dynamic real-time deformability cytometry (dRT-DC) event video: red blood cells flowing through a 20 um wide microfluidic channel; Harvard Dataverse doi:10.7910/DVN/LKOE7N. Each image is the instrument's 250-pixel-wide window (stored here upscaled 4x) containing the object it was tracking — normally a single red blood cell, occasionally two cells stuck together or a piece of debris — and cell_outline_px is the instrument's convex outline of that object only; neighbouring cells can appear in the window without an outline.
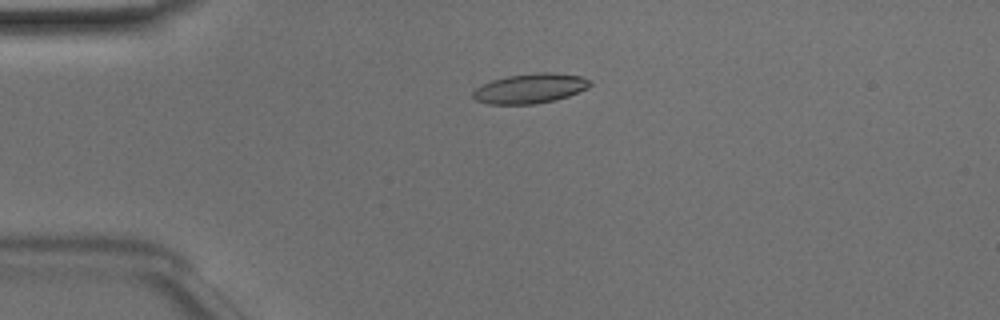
{"species": "Egyptian fruit bat (a non-hibernating species)", "species_latin": "Rousettus aegyptiacus", "temperature_condition": "room temperature", "stored_images_in_passage": 50, "camera_frame_rate_fps": 3000, "um_per_image_px": 0.085, "animal": {"sex": "male"}, "frame": {"image": 1, "passage_image": 12, "time_ms": 3.667, "image_size_px": [1000, 320], "cell_outline_px": [[592, 84], [588, 88], [568, 96], [556, 100], [536, 104], [488, 104], [476, 100], [472, 96], [472, 92], [476, 88], [492, 80], [508, 76], [536, 72], [552, 72], [580, 76], [592, 80]], "centroid_in_image_um": [45.09, 7.51], "position_along_channel_um": 39.9, "area_um2": 20.4}}
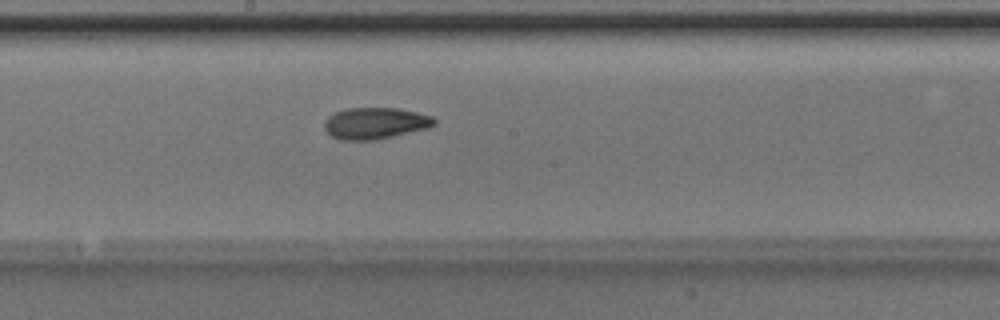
{"frame": {"image": 2, "passage_image": 27, "time_ms": 8.667, "image_size_px": [1000, 320], "cell_outline_px": [[436, 124], [428, 128], [376, 140], [340, 140], [332, 136], [324, 128], [324, 120], [328, 116], [336, 112], [348, 108], [396, 108], [416, 112], [432, 116], [436, 120]], "centroid_in_image_um": [31.89, 10.48], "position_along_channel_um": 216.3, "area_um2": 20.17}}
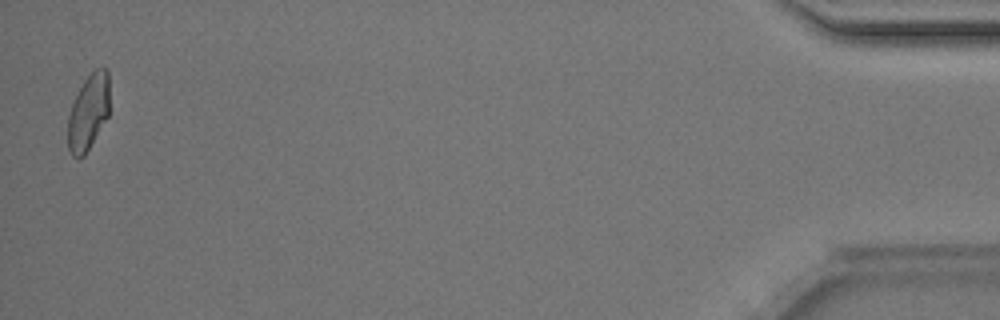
{"frame": {"image": 3, "passage_image": 49, "time_ms": 16.0, "image_size_px": [1000, 320], "cell_outline_px": [[108, 116], [84, 156], [76, 160], [72, 156], [68, 148], [68, 116], [72, 104], [84, 80], [96, 68], [104, 64], [108, 68]], "centroid_in_image_um": [7.51, 9.53], "position_along_channel_um": 427.7, "area_um2": 18.38}, "authors_computed_cell_mechanics": {"area_um2": 19.5653, "velocity_mm_per_s": 4.109, "shape_relaxation_time_tau1_ms": 3.5832, "shape_relaxation_time_tau2_ms": 2.0332, "deformation_change_tau1": 0.1571, "deformation_change_tau2": 0.0797}}